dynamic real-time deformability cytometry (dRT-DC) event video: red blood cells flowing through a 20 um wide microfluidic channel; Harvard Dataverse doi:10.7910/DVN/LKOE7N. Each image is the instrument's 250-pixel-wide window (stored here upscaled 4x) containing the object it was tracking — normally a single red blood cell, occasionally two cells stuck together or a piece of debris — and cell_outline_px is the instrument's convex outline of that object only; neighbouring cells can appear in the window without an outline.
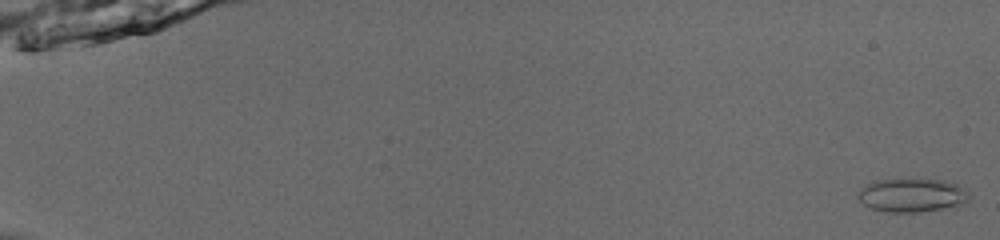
{"species": "common noctule bat (a hibernating species)", "species_latin": "Nyctalus noctula", "temperature_condition": "room temperature", "stored_images_in_passage": 53, "camera_frame_rate_fps": 3000, "um_per_image_px": 0.085, "animal": {"sex": "male", "body_mass_g": 13.0, "forearm_length_mm": 53.1}, "frame": {"image": 1, "passage_image": 1, "time_ms": 0.0, "image_size_px": [1000, 240], "cell_outline_px": [[968, 200], [964, 204], [956, 208], [920, 212], [888, 212], [872, 208], [864, 204], [856, 196], [860, 188], [864, 184], [876, 180], [944, 180], [956, 184], [964, 188], [968, 192]], "centroid_in_image_um": [77.55, 16.62], "position_along_channel_um": 7.5, "area_um2": 21.96}}
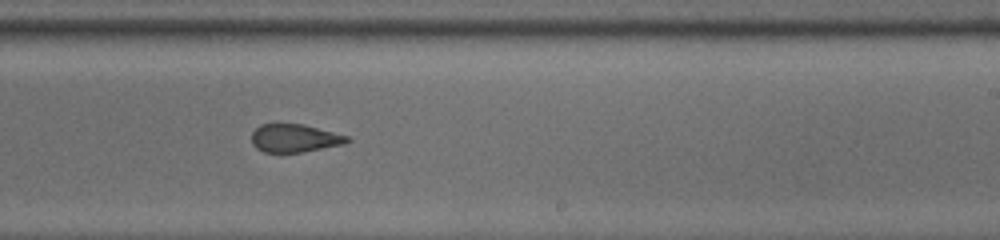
{"frame": {"image": 2, "passage_image": 35, "time_ms": 11.333, "image_size_px": [1000, 240], "cell_outline_px": [[352, 140], [344, 144], [304, 152], [264, 152], [256, 148], [252, 144], [252, 132], [260, 124], [272, 120], [276, 120], [304, 124], [348, 136]], "centroid_in_image_um": [24.99, 11.69], "position_along_channel_um": 264.0, "area_um2": 16.36}}
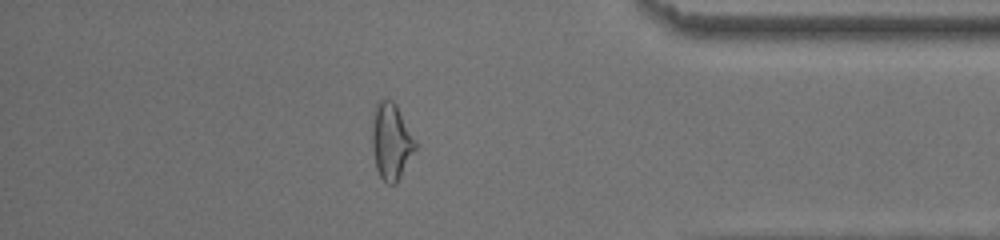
{"frame": {"image": 3, "passage_image": 47, "time_ms": 15.333, "image_size_px": [1000, 240], "cell_outline_px": [[416, 148], [396, 184], [388, 184], [380, 176], [376, 168], [372, 144], [372, 116], [376, 104], [380, 100], [392, 100], [396, 104], [416, 144]], "centroid_in_image_um": [33.22, 12.02], "position_along_channel_um": 402.0, "area_um2": 18.84}, "authors_computed_cell_mechanics": {"area_um2": 18.4382, "velocity_mm_per_s": 3.9224, "shape_relaxation_time_tau1_ms": null, "shape_relaxation_time_tau2_ms": 1.0969, "deformation_change_tau1": null, "deformation_change_tau2": 0.0798}}